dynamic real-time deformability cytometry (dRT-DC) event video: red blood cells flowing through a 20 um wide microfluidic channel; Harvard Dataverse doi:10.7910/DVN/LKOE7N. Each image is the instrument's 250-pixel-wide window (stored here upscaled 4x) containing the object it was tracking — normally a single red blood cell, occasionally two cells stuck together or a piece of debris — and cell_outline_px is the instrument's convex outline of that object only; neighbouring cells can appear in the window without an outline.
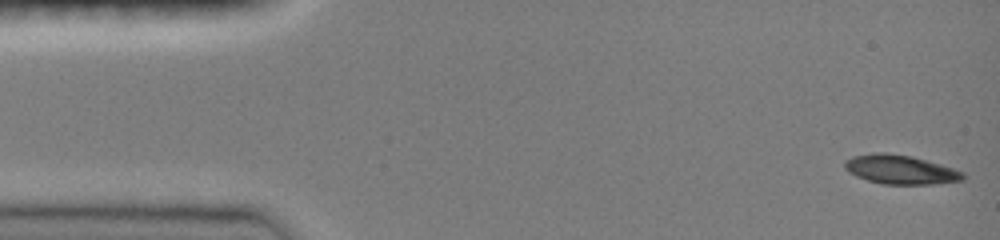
{"species": "common noctule bat (a hibernating species)", "species_latin": "Nyctalus noctula", "temperature_condition": "room temperature", "stored_images_in_passage": 14, "camera_frame_rate_fps": 3000, "um_per_image_px": 0.085, "animal": {"sex": "female", "body_mass_g": 19.0, "forearm_length_mm": 51.5}, "frame": {"image": 1, "passage_image": 1, "time_ms": 0.0, "image_size_px": [1000, 240], "cell_outline_px": [[964, 176], [960, 180], [932, 184], [880, 184], [856, 176], [848, 172], [844, 168], [844, 160], [852, 156], [872, 152], [884, 152], [912, 156], [940, 164], [964, 172]], "centroid_in_image_um": [76.46, 14.4], "position_along_channel_um": 8.5, "area_um2": 20.06}}
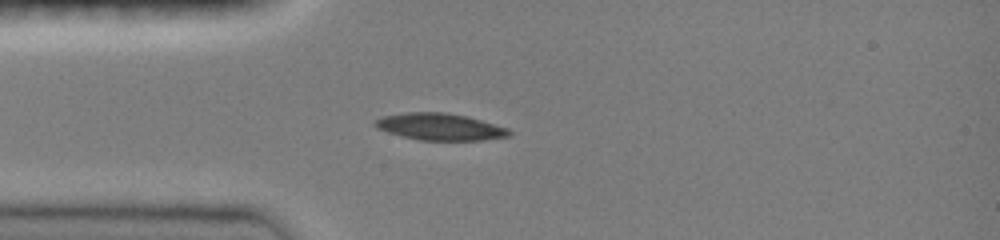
{"frame": {"image": 2, "passage_image": 10, "time_ms": 3.667, "image_size_px": [1000, 240], "cell_outline_px": [[512, 136], [480, 140], [420, 140], [388, 132], [376, 128], [372, 124], [372, 120], [384, 116], [408, 112], [448, 112], [468, 116], [508, 128], [512, 132]], "centroid_in_image_um": [37.4, 10.77], "position_along_channel_um": 47.6, "area_um2": 21.1}}